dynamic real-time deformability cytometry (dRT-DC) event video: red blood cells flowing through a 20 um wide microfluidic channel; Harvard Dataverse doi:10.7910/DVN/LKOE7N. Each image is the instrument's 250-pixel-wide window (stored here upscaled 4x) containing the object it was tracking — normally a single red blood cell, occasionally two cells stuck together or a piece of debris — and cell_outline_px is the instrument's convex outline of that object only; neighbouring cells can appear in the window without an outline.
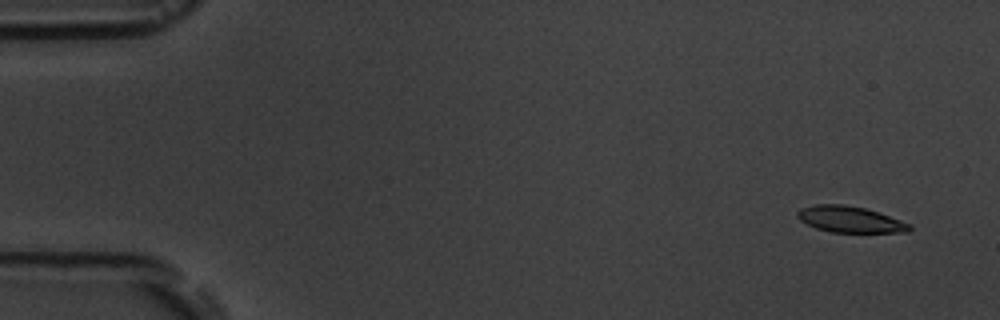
{"species": "common noctule bat (a hibernating species)", "species_latin": "Nyctalus noctula", "temperature_condition": "room temperature", "stored_images_in_passage": 4, "camera_frame_rate_fps": 3000, "um_per_image_px": 0.085, "animal": {"sex": "male", "body_mass_g": 19.5, "forearm_length_mm": 54.6}, "frame": {"image": 1, "passage_image": 1, "time_ms": 0.0, "image_size_px": [1000, 320], "cell_outline_px": [[912, 228], [908, 232], [832, 232], [816, 228], [800, 220], [796, 216], [796, 212], [800, 208], [816, 204], [844, 204], [864, 208], [912, 224]], "centroid_in_image_um": [72.23, 18.64], "position_along_channel_um": 12.8, "area_um2": 16.99}}
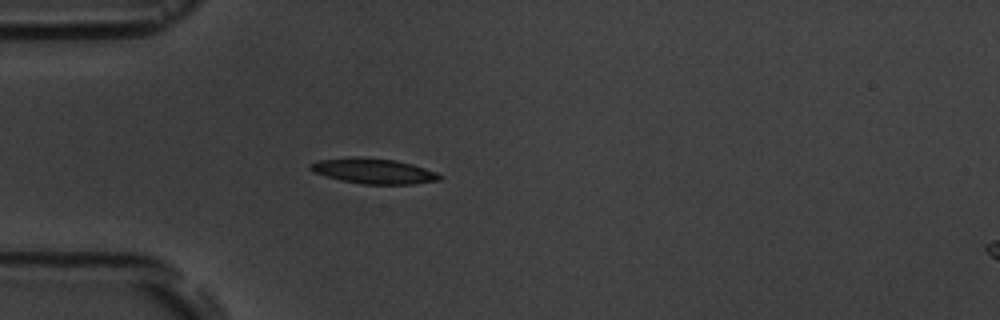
{"frame": {"image": 2, "passage_image": 4, "time_ms": 4.333, "image_size_px": [1000, 320], "cell_outline_px": [[444, 176], [440, 180], [412, 184], [364, 184], [340, 180], [324, 176], [312, 172], [308, 168], [308, 164], [320, 160], [356, 156], [396, 160], [412, 164], [436, 172]], "centroid_in_image_um": [31.72, 14.53], "position_along_channel_um": 53.3, "area_um2": 19.19}}